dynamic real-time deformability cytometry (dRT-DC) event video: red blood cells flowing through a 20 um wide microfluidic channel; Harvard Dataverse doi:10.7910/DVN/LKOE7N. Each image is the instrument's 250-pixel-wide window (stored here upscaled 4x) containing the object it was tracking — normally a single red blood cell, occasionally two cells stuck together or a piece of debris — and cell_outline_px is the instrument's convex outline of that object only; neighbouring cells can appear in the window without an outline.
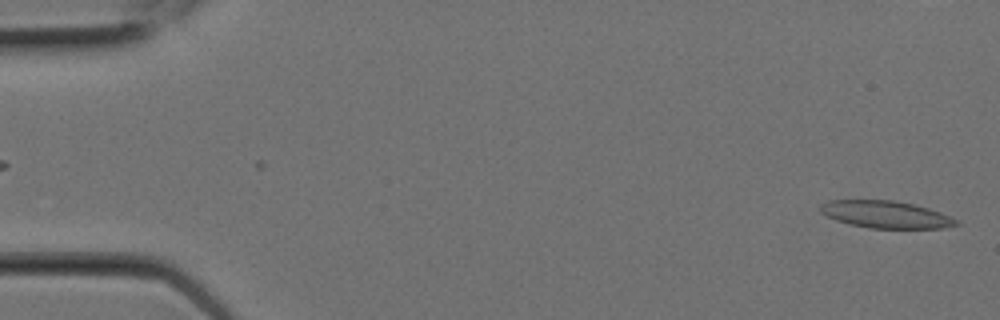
{"species": "Egyptian fruit bat (a non-hibernating species)", "species_latin": "Rousettus aegyptiacus", "temperature_condition": "room temperature", "stored_images_in_passage": 6, "segment_of_instrument_passage": [2, 2], "camera_frame_rate_fps": 3000, "um_per_image_px": 0.085, "animal": {"sex": "female"}, "frame": {"image": 1, "passage_image": 6, "time_ms": 1.667, "image_size_px": [1000, 320], "cell_outline_px": [[960, 224], [940, 228], [872, 228], [852, 224], [836, 220], [820, 212], [820, 204], [828, 200], [892, 200], [912, 204], [928, 208], [940, 212], [960, 220]], "centroid_in_image_um": [75.31, 18.22], "position_along_channel_um": 9.7, "area_um2": 21.39}}